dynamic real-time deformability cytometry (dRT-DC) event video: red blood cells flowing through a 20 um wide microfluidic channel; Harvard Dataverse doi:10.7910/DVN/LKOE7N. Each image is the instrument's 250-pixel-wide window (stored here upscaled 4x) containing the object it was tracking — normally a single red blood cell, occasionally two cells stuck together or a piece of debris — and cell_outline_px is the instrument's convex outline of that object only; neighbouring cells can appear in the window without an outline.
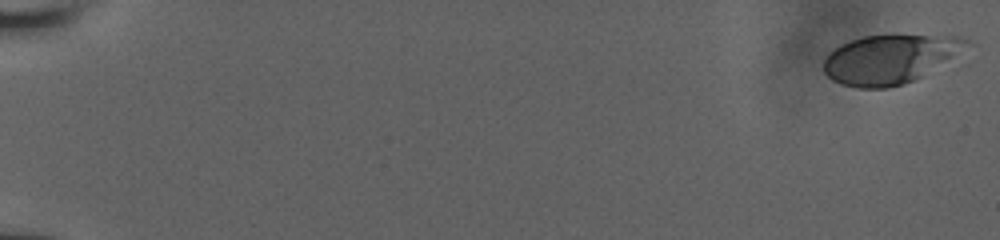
{"species": "human", "species_latin": "Homo sapiens", "temperature_condition": "room temperature", "stored_images_in_passage": 56, "camera_frame_rate_fps": 3000, "um_per_image_px": 0.085, "donor": {"sex": "male"}, "frame": {"image": 1, "passage_image": 1, "time_ms": 0.0, "image_size_px": [1000, 240], "cell_outline_px": [[976, 44], [920, 76], [904, 84], [888, 88], [860, 88], [840, 84], [832, 80], [824, 72], [824, 60], [828, 52], [840, 44], [864, 36], [960, 36]], "centroid_in_image_um": [75.63, 5.03], "position_along_channel_um": 9.4, "area_um2": 40.52}}
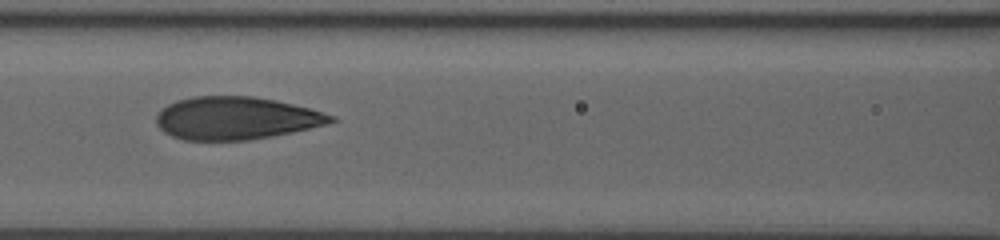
{"frame": {"image": 2, "passage_image": 28, "time_ms": 9.0, "image_size_px": [1000, 240], "cell_outline_px": [[340, 120], [292, 132], [272, 136], [248, 140], [184, 140], [172, 136], [164, 132], [156, 124], [156, 116], [168, 104], [176, 100], [192, 96], [252, 96], [276, 100], [308, 108], [336, 116]], "centroid_in_image_um": [20.05, 10.04], "position_along_channel_um": 146.6, "area_um2": 43.35}}
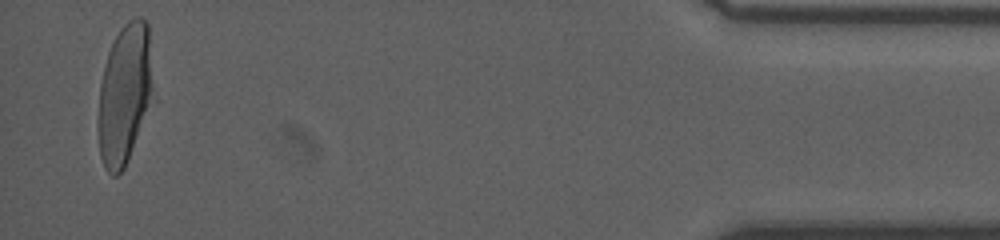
{"frame": {"image": 3, "passage_image": 55, "time_ms": 18.0, "image_size_px": [1000, 240], "cell_outline_px": [[152, 88], [124, 168], [116, 176], [112, 176], [104, 168], [100, 156], [100, 84], [108, 52], [120, 28], [128, 20], [136, 16], [140, 16], [148, 24], [152, 84]], "centroid_in_image_um": [10.56, 7.9], "position_along_channel_um": 424.6, "area_um2": 42.54}, "authors_computed_cell_mechanics": {"area_um2": 42.8009, "velocity_mm_per_s": 3.893, "shape_relaxation_time_tau1_ms": 4.9594, "shape_relaxation_time_tau2_ms": 0.746, "deformation_change_tau1": 0.2062, "deformation_change_tau2": 0.0762}}